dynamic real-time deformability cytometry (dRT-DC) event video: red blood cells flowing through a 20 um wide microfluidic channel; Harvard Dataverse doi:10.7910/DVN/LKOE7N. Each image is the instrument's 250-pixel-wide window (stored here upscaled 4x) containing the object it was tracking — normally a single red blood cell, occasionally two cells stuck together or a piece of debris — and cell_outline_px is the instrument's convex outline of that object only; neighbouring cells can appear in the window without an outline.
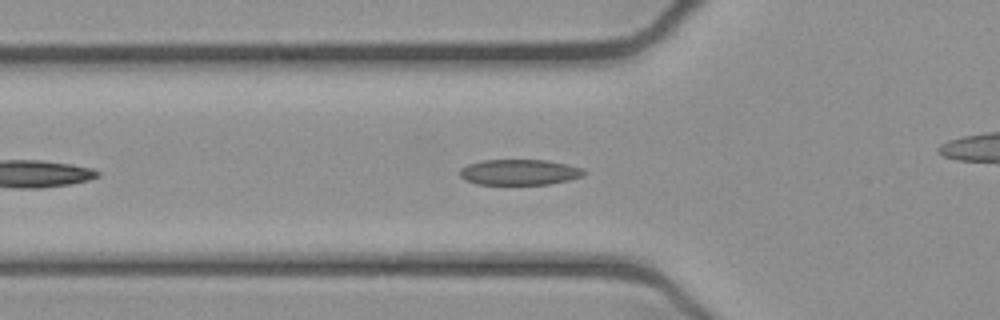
{"species": "common noctule bat (a hibernating species)", "species_latin": "Nyctalus noctula", "temperature_condition": "cold", "stored_images_in_passage": 15, "camera_frame_rate_fps": 3000, "um_per_image_px": 0.085, "animal": {"sex": "female", "body_mass_g": 21.9}, "frame": {"image": 1, "passage_image": 7, "time_ms": 2.0, "image_size_px": [1000, 320], "cell_outline_px": [[588, 172], [584, 176], [568, 180], [548, 184], [476, 184], [464, 180], [460, 176], [460, 168], [468, 164], [480, 160], [548, 160], [568, 164], [584, 168]], "centroid_in_image_um": [44.18, 14.63], "position_along_channel_um": 81.6, "area_um2": 18.79}}
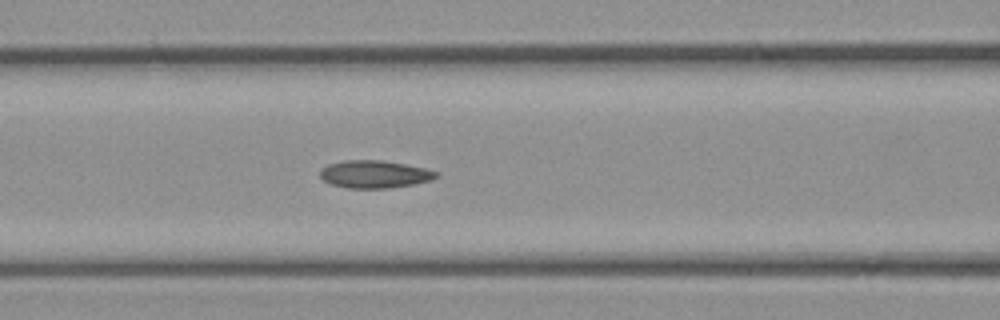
{"frame": {"image": 2, "passage_image": 11, "time_ms": 3.333, "image_size_px": [1000, 320], "cell_outline_px": [[440, 176], [432, 180], [412, 184], [388, 188], [348, 188], [332, 184], [324, 180], [320, 176], [320, 168], [328, 164], [344, 160], [384, 160], [424, 168], [440, 172]], "centroid_in_image_um": [31.85, 14.8], "position_along_channel_um": 134.8, "area_um2": 18.73}}